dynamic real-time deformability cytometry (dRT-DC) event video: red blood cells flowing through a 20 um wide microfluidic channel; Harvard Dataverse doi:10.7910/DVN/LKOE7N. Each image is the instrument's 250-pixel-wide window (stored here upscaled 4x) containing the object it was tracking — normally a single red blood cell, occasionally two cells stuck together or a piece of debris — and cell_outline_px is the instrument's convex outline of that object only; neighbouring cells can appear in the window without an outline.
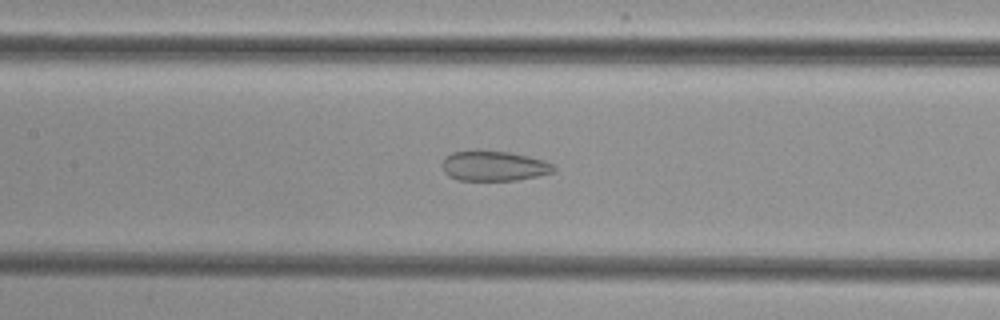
{"species": "common noctule bat (a hibernating species)", "species_latin": "Nyctalus noctula", "temperature_condition": "cold", "stored_images_in_passage": 41, "camera_frame_rate_fps": 3000, "um_per_image_px": 0.085, "animal": {"sex": "female", "body_mass_g": 29.2, "forearm_length_mm": 56.3}, "frame": {"image": 1, "passage_image": 15, "time_ms": 4.667, "image_size_px": [1000, 320], "cell_outline_px": [[556, 168], [552, 172], [536, 176], [516, 180], [456, 180], [448, 176], [444, 172], [440, 164], [452, 152], [508, 152], [528, 156], [544, 160], [552, 164]], "centroid_in_image_um": [41.97, 14.13], "position_along_channel_um": 165.4, "area_um2": 19.07}}
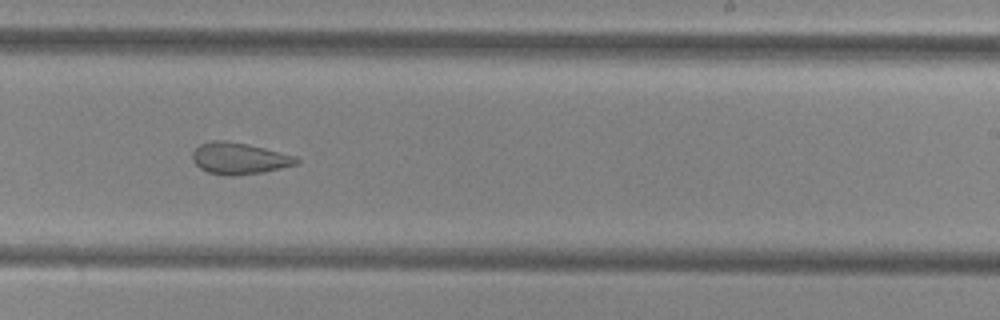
{"frame": {"image": 2, "passage_image": 23, "time_ms": 7.333, "image_size_px": [1000, 320], "cell_outline_px": [[300, 160], [296, 164], [264, 172], [236, 176], [228, 176], [208, 172], [200, 168], [192, 160], [192, 152], [200, 144], [212, 140], [224, 140], [248, 144], [296, 156]], "centroid_in_image_um": [20.31, 13.47], "position_along_channel_um": 268.7, "area_um2": 19.13}}
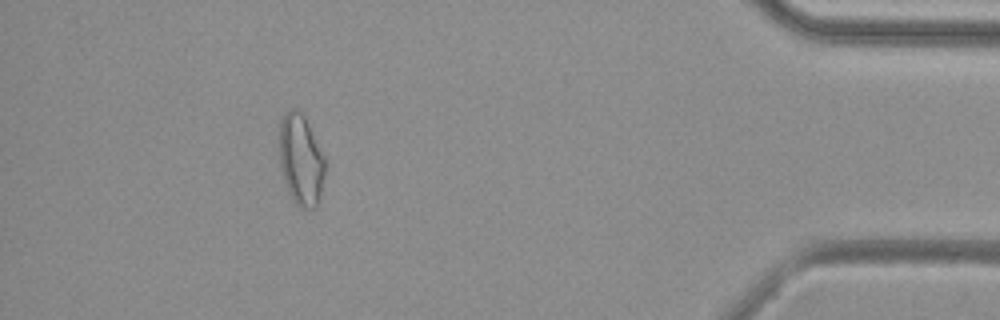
{"frame": {"image": 3, "passage_image": 38, "time_ms": 12.333, "image_size_px": [1000, 320], "cell_outline_px": [[324, 176], [320, 200], [316, 208], [300, 208], [296, 204], [288, 192], [280, 168], [280, 120], [288, 108], [300, 108], [324, 156]], "centroid_in_image_um": [25.57, 13.58], "position_along_channel_um": 409.6, "area_um2": 24.33}}